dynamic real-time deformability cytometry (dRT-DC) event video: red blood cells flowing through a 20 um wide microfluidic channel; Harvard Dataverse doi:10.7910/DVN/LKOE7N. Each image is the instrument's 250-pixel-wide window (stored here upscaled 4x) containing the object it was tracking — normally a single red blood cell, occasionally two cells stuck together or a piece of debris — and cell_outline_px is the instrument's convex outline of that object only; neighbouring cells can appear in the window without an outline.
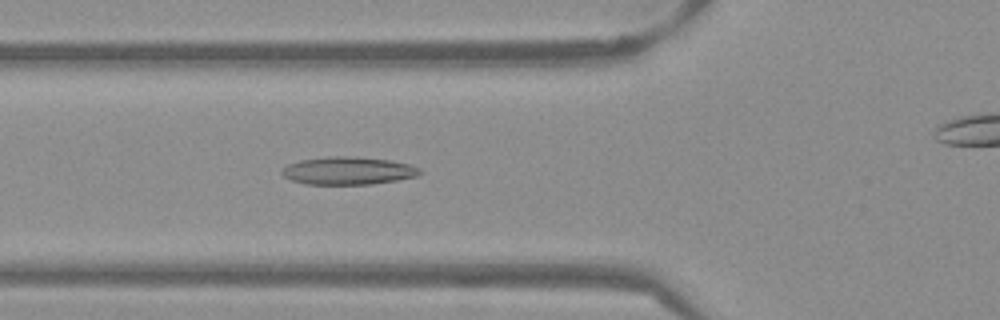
{"species": "Egyptian fruit bat (a non-hibernating species)", "species_latin": "Rousettus aegyptiacus", "temperature_condition": "warm", "stored_images_in_passage": 47, "camera_frame_rate_fps": 3000, "um_per_image_px": 0.085, "frame": {"image": 1, "passage_image": 20, "time_ms": 6.333, "image_size_px": [1000, 320], "cell_outline_px": [[420, 172], [416, 176], [396, 180], [372, 184], [304, 184], [292, 180], [284, 176], [280, 172], [288, 164], [300, 160], [324, 156], [356, 156], [392, 160], [412, 164], [420, 168]], "centroid_in_image_um": [29.59, 14.49], "position_along_channel_um": 96.2, "area_um2": 22.48}}
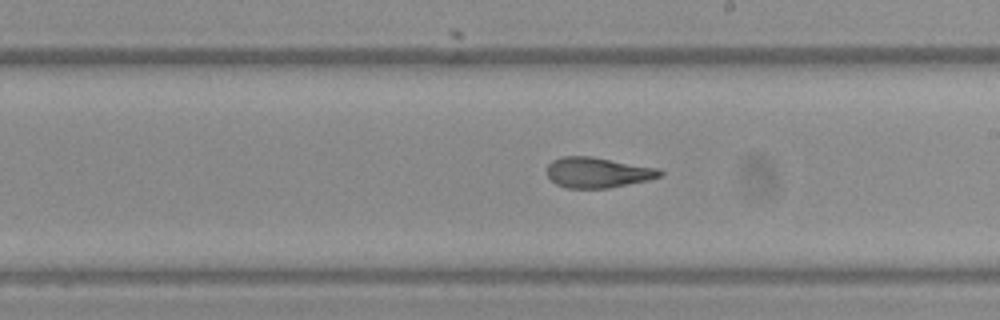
{"frame": {"image": 2, "passage_image": 31, "time_ms": 10.0, "image_size_px": [1000, 320], "cell_outline_px": [[664, 172], [660, 176], [648, 180], [608, 188], [568, 188], [556, 184], [548, 176], [548, 164], [552, 160], [560, 156], [592, 156], [660, 168]], "centroid_in_image_um": [50.82, 14.65], "position_along_channel_um": 238.2, "area_um2": 20.11}}
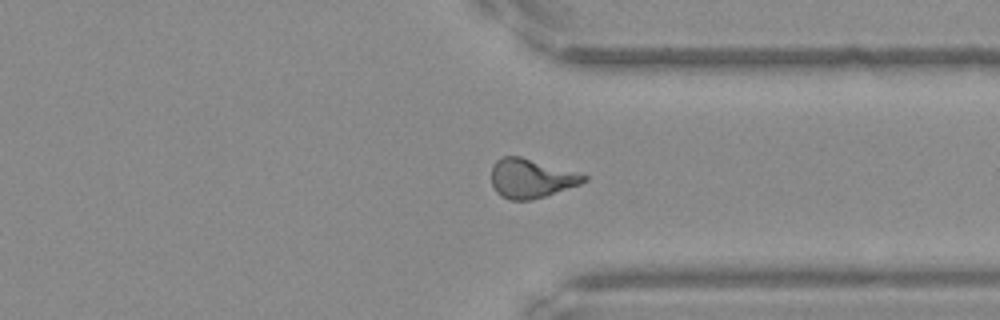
{"frame": {"image": 3, "passage_image": 41, "time_ms": 13.333, "image_size_px": [1000, 320], "cell_outline_px": [[588, 180], [580, 184], [532, 200], [508, 200], [500, 196], [496, 192], [492, 184], [492, 164], [496, 160], [504, 156], [520, 156], [588, 176]], "centroid_in_image_um": [45.1, 15.17], "position_along_channel_um": 366.3, "area_um2": 20.87}}